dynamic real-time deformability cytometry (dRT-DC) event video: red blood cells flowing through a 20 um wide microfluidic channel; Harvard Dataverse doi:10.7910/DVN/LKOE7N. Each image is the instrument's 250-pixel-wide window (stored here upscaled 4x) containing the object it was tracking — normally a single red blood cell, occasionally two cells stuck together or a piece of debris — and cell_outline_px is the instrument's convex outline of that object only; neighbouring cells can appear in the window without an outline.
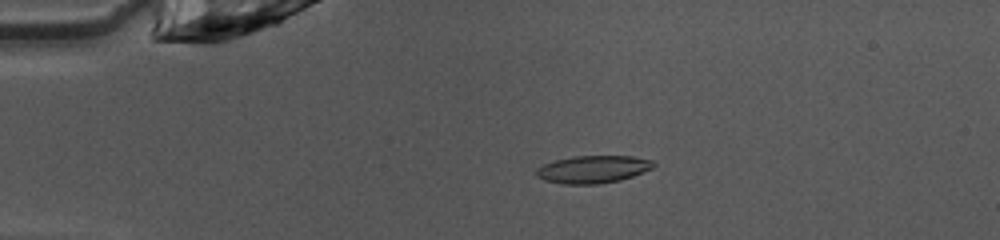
{"species": "common noctule bat (a hibernating species)", "species_latin": "Nyctalus noctula", "temperature_condition": "warm", "stored_images_in_passage": 49, "camera_frame_rate_fps": 3000, "um_per_image_px": 0.085, "animal": {"sex": "female", "body_mass_g": 10.0, "forearm_length_mm": 53.1}, "frame": {"image": 1, "passage_image": 11, "time_ms": 3.333, "image_size_px": [1000, 240], "cell_outline_px": [[656, 164], [652, 168], [632, 176], [620, 180], [600, 184], [564, 184], [544, 180], [536, 176], [536, 168], [544, 164], [556, 160], [572, 156], [632, 156], [652, 160]], "centroid_in_image_um": [50.39, 14.39], "position_along_channel_um": 34.6, "area_um2": 18.79}}
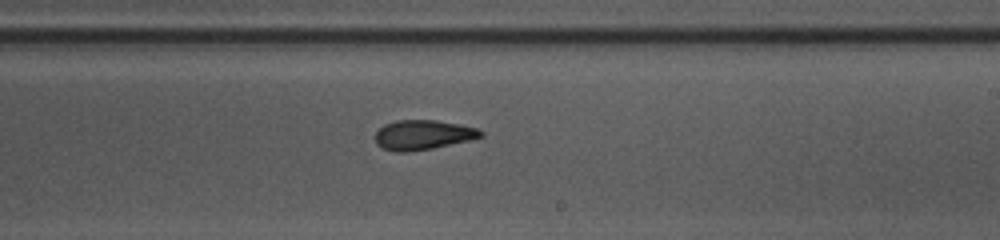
{"frame": {"image": 2, "passage_image": 30, "time_ms": 9.667, "image_size_px": [1000, 240], "cell_outline_px": [[484, 136], [472, 140], [432, 148], [408, 152], [396, 152], [384, 148], [376, 144], [376, 132], [384, 124], [396, 120], [436, 120], [460, 124], [480, 128], [484, 132]], "centroid_in_image_um": [36.01, 11.46], "position_along_channel_um": 253.0, "area_um2": 18.44}}
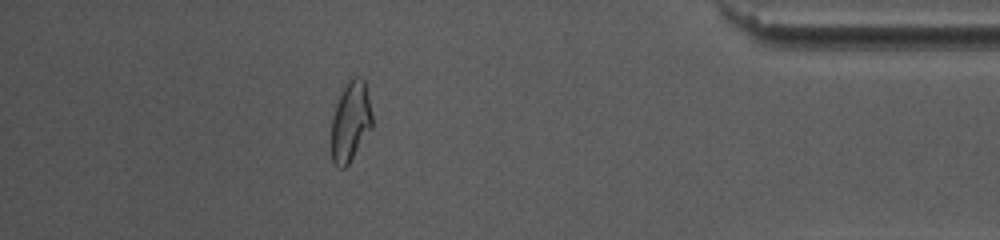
{"frame": {"image": 3, "passage_image": 44, "time_ms": 14.333, "image_size_px": [1000, 240], "cell_outline_px": [[372, 128], [348, 164], [344, 168], [336, 168], [332, 160], [332, 104], [348, 80], [352, 76], [360, 76], [364, 80], [368, 96], [372, 116]], "centroid_in_image_um": [29.76, 10.29], "position_along_channel_um": 405.4, "area_um2": 19.42}, "authors_computed_cell_mechanics": {"area_um2": 18.5538, "velocity_mm_per_s": 4.0635, "shape_relaxation_time_tau1_ms": 6.1217, "shape_relaxation_time_tau2_ms": 2.9689, "deformation_change_tau1": 0.1943, "deformation_change_tau2": 0.1022}}